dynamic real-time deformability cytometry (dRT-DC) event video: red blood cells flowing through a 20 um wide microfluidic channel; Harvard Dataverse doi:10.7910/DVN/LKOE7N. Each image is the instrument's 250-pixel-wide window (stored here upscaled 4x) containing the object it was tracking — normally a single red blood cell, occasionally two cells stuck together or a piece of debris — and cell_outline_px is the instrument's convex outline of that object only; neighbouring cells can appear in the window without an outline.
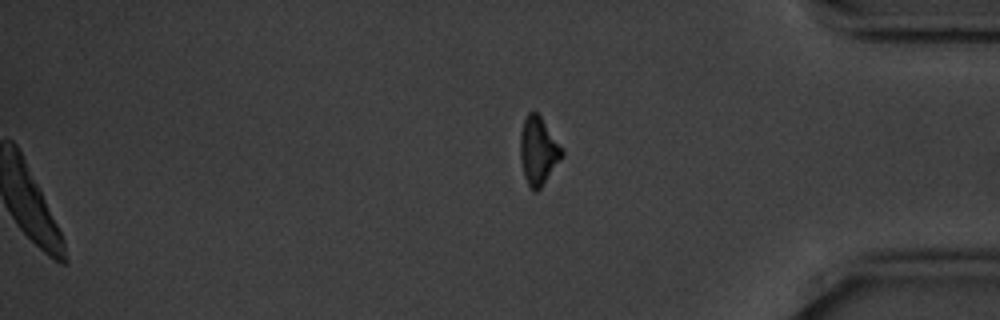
{"species": "common noctule bat (a hibernating species)", "species_latin": "Nyctalus noctula", "temperature_condition": "cold", "stored_images_in_passage": 58, "segment_of_instrument_passage": [2, 2], "camera_frame_rate_fps": 3000, "um_per_image_px": 0.085, "animal": {"sex": "male", "body_mass_g": 20.1, "forearm_length_mm": 53.5}, "frame": {"image": 1, "passage_image": 58, "time_ms": 19.0, "image_size_px": [1000, 320], "cell_outline_px": [[564, 156], [540, 188], [536, 192], [528, 184], [524, 176], [520, 156], [520, 132], [524, 120], [528, 112], [536, 112], [540, 116], [564, 148]], "centroid_in_image_um": [45.77, 12.8], "position_along_channel_um": 389.4, "area_um2": 16.53}}